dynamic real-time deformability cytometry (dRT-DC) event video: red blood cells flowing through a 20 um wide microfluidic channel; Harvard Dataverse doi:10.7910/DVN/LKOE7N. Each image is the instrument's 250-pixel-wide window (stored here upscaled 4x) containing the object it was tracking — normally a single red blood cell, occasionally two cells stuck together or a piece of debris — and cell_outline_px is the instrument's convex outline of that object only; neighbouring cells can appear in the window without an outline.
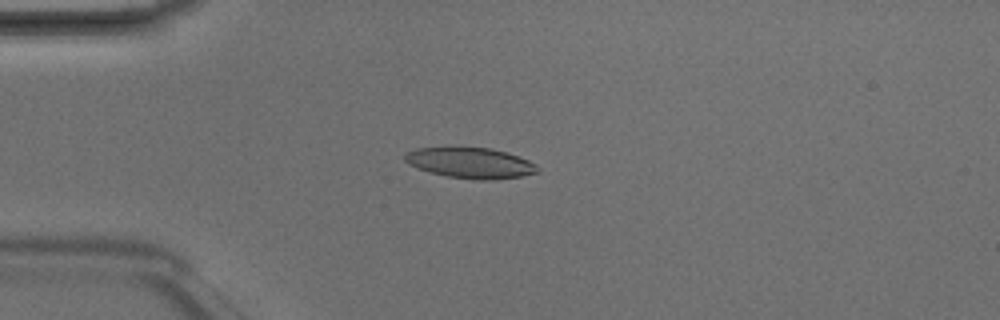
{"species": "Egyptian fruit bat (a non-hibernating species)", "species_latin": "Rousettus aegyptiacus", "temperature_condition": "room temperature", "stored_images_in_passage": 4, "camera_frame_rate_fps": 3000, "um_per_image_px": 0.085, "animal": {"sex": "male"}, "frame": {"image": 1, "passage_image": 4, "time_ms": 1.0, "image_size_px": [1000, 320], "cell_outline_px": [[540, 172], [520, 176], [492, 180], [480, 180], [448, 176], [416, 168], [408, 164], [404, 160], [404, 156], [408, 152], [416, 148], [492, 148], [528, 160], [536, 164], [540, 168]], "centroid_in_image_um": [40.0, 13.86], "position_along_channel_um": 45.0, "area_um2": 23.35}}